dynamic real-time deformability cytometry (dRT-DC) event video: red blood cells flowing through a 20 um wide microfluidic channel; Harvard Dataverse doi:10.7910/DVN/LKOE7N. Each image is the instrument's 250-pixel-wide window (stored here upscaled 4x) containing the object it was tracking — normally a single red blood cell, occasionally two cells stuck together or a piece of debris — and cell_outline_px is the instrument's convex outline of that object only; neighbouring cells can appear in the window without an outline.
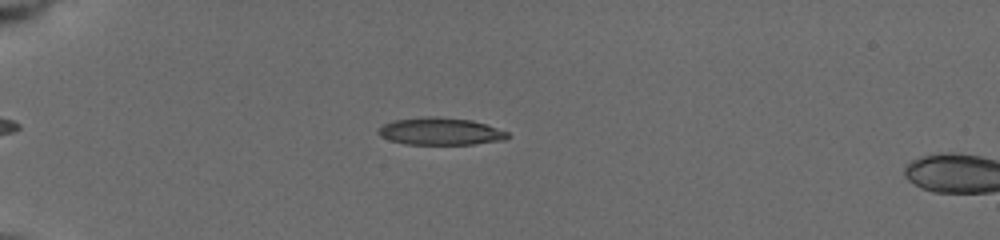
{"species": "common noctule bat (a hibernating species)", "species_latin": "Nyctalus noctula", "temperature_condition": "cold", "stored_images_in_passage": 6, "camera_frame_rate_fps": 3000, "um_per_image_px": 0.085, "animal": {"sex": "female", "body_mass_g": 19.5, "forearm_length_mm": 54.1}, "frame": {"image": 1, "passage_image": 5, "time_ms": 4.667, "image_size_px": [1000, 240], "cell_outline_px": [[508, 136], [504, 140], [472, 144], [404, 144], [380, 136], [376, 132], [384, 124], [392, 120], [428, 116], [436, 116], [472, 120], [508, 132]], "centroid_in_image_um": [37.4, 11.16], "position_along_channel_um": 47.6, "area_um2": 20.4}}